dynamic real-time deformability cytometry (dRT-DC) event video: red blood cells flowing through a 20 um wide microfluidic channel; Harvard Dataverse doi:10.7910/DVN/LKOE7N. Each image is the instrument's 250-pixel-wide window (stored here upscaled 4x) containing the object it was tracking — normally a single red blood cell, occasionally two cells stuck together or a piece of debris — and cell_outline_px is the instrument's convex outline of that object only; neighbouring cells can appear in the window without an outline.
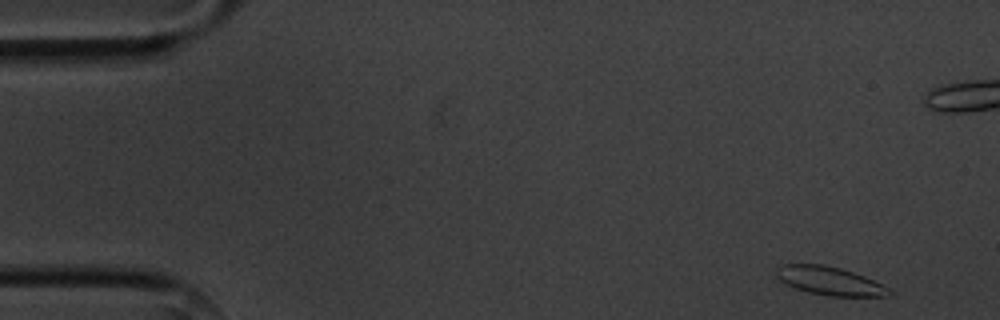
{"species": "common noctule bat (a hibernating species)", "species_latin": "Nyctalus noctula", "temperature_condition": "cold", "stored_images_in_passage": 6, "camera_frame_rate_fps": 3000, "um_per_image_px": 0.085, "animal": {"sex": "male", "body_mass_g": 20.1, "forearm_length_mm": 53.5}, "frame": {"image": 1, "passage_image": 1, "time_ms": 0.0, "image_size_px": [1000, 320], "cell_outline_px": [[892, 292], [888, 296], [828, 296], [808, 292], [796, 288], [780, 280], [776, 276], [776, 268], [780, 264], [824, 264], [840, 268], [864, 276], [888, 288]], "centroid_in_image_um": [70.48, 23.87], "position_along_channel_um": 14.5, "area_um2": 18.5}}